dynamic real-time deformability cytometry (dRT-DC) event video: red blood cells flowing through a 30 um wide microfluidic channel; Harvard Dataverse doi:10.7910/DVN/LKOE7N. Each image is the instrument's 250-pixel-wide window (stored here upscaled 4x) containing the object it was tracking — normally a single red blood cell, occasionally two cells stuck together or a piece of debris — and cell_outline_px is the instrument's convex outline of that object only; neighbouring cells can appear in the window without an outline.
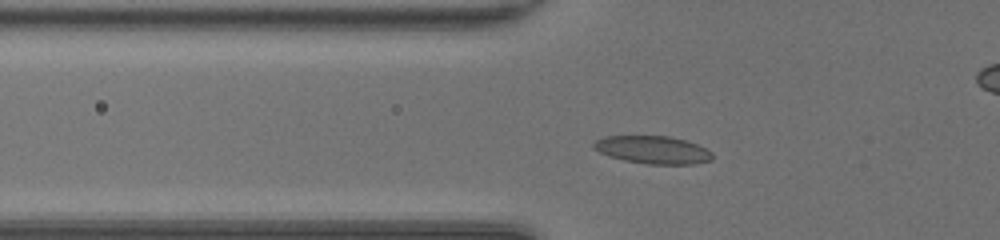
{"species": "common noctule bat (a hibernating species)", "species_latin": "Nyctalus noctula", "temperature_condition": "room temperature", "stored_images_in_passage": 45, "camera_frame_rate_fps": 3000, "um_per_image_px": 0.085, "animal": {"sex": "female", "body_mass_g": 20.0, "forearm_length_mm": 54.0}, "frame": {"image": 1, "passage_image": 13, "time_ms": 4.0, "image_size_px": [1000, 240], "cell_outline_px": [[712, 160], [696, 164], [648, 164], [624, 160], [608, 156], [592, 148], [592, 144], [596, 140], [604, 136], [668, 136], [684, 140], [696, 144], [712, 152]], "centroid_in_image_um": [55.46, 12.74], "position_along_channel_um": 70.3, "area_um2": 19.19}}
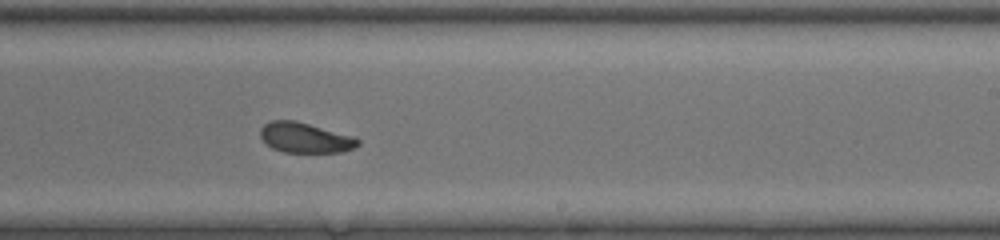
{"frame": {"image": 2, "passage_image": 27, "time_ms": 8.667, "image_size_px": [1000, 240], "cell_outline_px": [[360, 144], [344, 152], [284, 152], [272, 148], [260, 136], [260, 128], [264, 124], [272, 120], [296, 120], [352, 136], [360, 140]], "centroid_in_image_um": [25.92, 11.7], "position_along_channel_um": 263.1, "area_um2": 17.05}}
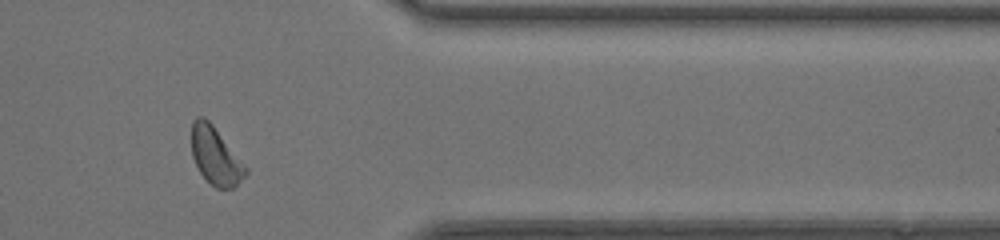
{"frame": {"image": 3, "passage_image": 37, "time_ms": 12.0, "image_size_px": [1000, 240], "cell_outline_px": [[248, 172], [232, 188], [216, 188], [200, 172], [192, 156], [192, 120], [196, 116], [204, 116], [212, 124], [248, 168]], "centroid_in_image_um": [18.31, 13.22], "position_along_channel_um": 393.1, "area_um2": 17.8}, "authors_computed_cell_mechanics": {"area_um2": 17.8024, "velocity_mm_per_s": 4.1957, "shape_relaxation_time_tau1_ms": 2.0204, "shape_relaxation_time_tau2_ms": 2.5644, "deformation_change_tau1": 0.1003, "deformation_change_tau2": 0.0888}}